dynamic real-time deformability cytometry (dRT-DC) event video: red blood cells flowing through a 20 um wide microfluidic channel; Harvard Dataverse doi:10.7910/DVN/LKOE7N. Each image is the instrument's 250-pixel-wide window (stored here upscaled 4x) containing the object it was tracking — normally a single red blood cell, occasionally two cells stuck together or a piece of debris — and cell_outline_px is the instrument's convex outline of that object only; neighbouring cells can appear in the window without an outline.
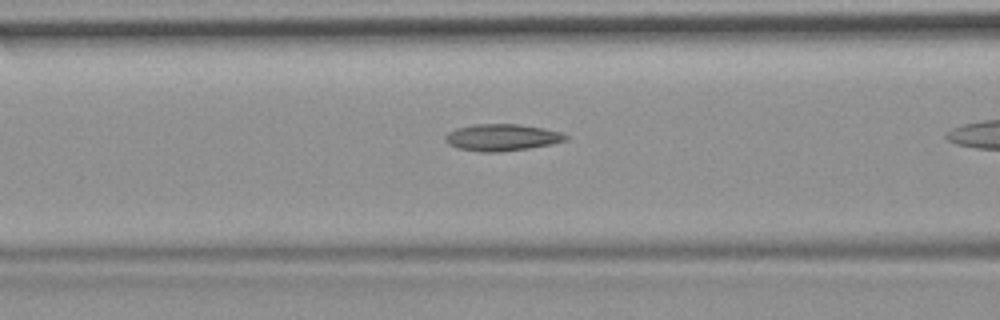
{"species": "common noctule bat (a hibernating species)", "species_latin": "Nyctalus noctula", "temperature_condition": "room temperature", "stored_images_in_passage": 9, "camera_frame_rate_fps": 3000, "um_per_image_px": 0.085, "animal": {"sex": "female", "body_mass_g": 19.9}, "frame": {"image": 1, "passage_image": 7, "time_ms": 2.0, "image_size_px": [1000, 320], "cell_outline_px": [[568, 140], [552, 144], [528, 148], [496, 152], [484, 152], [460, 148], [448, 144], [444, 140], [444, 136], [448, 132], [456, 128], [476, 124], [516, 124], [540, 128], [560, 132], [568, 136]], "centroid_in_image_um": [42.64, 11.68], "position_along_channel_um": 124.0, "area_um2": 18.55}}